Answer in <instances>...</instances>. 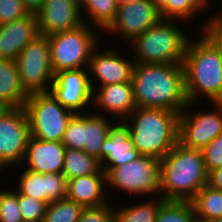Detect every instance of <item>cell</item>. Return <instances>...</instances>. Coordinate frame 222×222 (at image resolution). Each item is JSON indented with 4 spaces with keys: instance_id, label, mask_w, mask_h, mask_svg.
<instances>
[{
    "instance_id": "obj_39",
    "label": "cell",
    "mask_w": 222,
    "mask_h": 222,
    "mask_svg": "<svg viewBox=\"0 0 222 222\" xmlns=\"http://www.w3.org/2000/svg\"><path fill=\"white\" fill-rule=\"evenodd\" d=\"M218 2H220V3H218ZM218 2H217V4H220V5H217V6H219L221 8L220 9L218 8V10L216 12L217 14L212 11V12H210L212 14V16H211V14L210 15L208 14L207 15V17L209 16L208 18L204 17L205 21L207 20L206 22H222V0H220Z\"/></svg>"
},
{
    "instance_id": "obj_48",
    "label": "cell",
    "mask_w": 222,
    "mask_h": 222,
    "mask_svg": "<svg viewBox=\"0 0 222 222\" xmlns=\"http://www.w3.org/2000/svg\"><path fill=\"white\" fill-rule=\"evenodd\" d=\"M4 109H5V107L0 104V114H1V112H2Z\"/></svg>"
},
{
    "instance_id": "obj_37",
    "label": "cell",
    "mask_w": 222,
    "mask_h": 222,
    "mask_svg": "<svg viewBox=\"0 0 222 222\" xmlns=\"http://www.w3.org/2000/svg\"><path fill=\"white\" fill-rule=\"evenodd\" d=\"M202 25L198 27L200 30L196 32H202L218 49L222 57V22H201Z\"/></svg>"
},
{
    "instance_id": "obj_16",
    "label": "cell",
    "mask_w": 222,
    "mask_h": 222,
    "mask_svg": "<svg viewBox=\"0 0 222 222\" xmlns=\"http://www.w3.org/2000/svg\"><path fill=\"white\" fill-rule=\"evenodd\" d=\"M92 107L96 109L93 113L125 120L136 108L132 81L96 87Z\"/></svg>"
},
{
    "instance_id": "obj_17",
    "label": "cell",
    "mask_w": 222,
    "mask_h": 222,
    "mask_svg": "<svg viewBox=\"0 0 222 222\" xmlns=\"http://www.w3.org/2000/svg\"><path fill=\"white\" fill-rule=\"evenodd\" d=\"M17 173L21 174L16 180L15 188L21 194L48 204L67 198V180L62 173L42 174L25 168Z\"/></svg>"
},
{
    "instance_id": "obj_44",
    "label": "cell",
    "mask_w": 222,
    "mask_h": 222,
    "mask_svg": "<svg viewBox=\"0 0 222 222\" xmlns=\"http://www.w3.org/2000/svg\"><path fill=\"white\" fill-rule=\"evenodd\" d=\"M191 222H210V221L202 220V219H200V218L194 217Z\"/></svg>"
},
{
    "instance_id": "obj_18",
    "label": "cell",
    "mask_w": 222,
    "mask_h": 222,
    "mask_svg": "<svg viewBox=\"0 0 222 222\" xmlns=\"http://www.w3.org/2000/svg\"><path fill=\"white\" fill-rule=\"evenodd\" d=\"M140 156L130 137V128L124 120H116L109 128L108 137L100 148L101 169H113Z\"/></svg>"
},
{
    "instance_id": "obj_4",
    "label": "cell",
    "mask_w": 222,
    "mask_h": 222,
    "mask_svg": "<svg viewBox=\"0 0 222 222\" xmlns=\"http://www.w3.org/2000/svg\"><path fill=\"white\" fill-rule=\"evenodd\" d=\"M180 113L161 108L136 107L124 120L140 155L158 160L178 142Z\"/></svg>"
},
{
    "instance_id": "obj_43",
    "label": "cell",
    "mask_w": 222,
    "mask_h": 222,
    "mask_svg": "<svg viewBox=\"0 0 222 222\" xmlns=\"http://www.w3.org/2000/svg\"><path fill=\"white\" fill-rule=\"evenodd\" d=\"M135 1H138V0H117V3L118 5H121V4L135 2Z\"/></svg>"
},
{
    "instance_id": "obj_5",
    "label": "cell",
    "mask_w": 222,
    "mask_h": 222,
    "mask_svg": "<svg viewBox=\"0 0 222 222\" xmlns=\"http://www.w3.org/2000/svg\"><path fill=\"white\" fill-rule=\"evenodd\" d=\"M186 24L179 20L161 19L128 43L131 49L127 50H131L129 53L132 52L135 63L182 64L192 37L185 33Z\"/></svg>"
},
{
    "instance_id": "obj_9",
    "label": "cell",
    "mask_w": 222,
    "mask_h": 222,
    "mask_svg": "<svg viewBox=\"0 0 222 222\" xmlns=\"http://www.w3.org/2000/svg\"><path fill=\"white\" fill-rule=\"evenodd\" d=\"M202 102H189L179 115L178 142L185 147L202 150L222 133V102H211V111Z\"/></svg>"
},
{
    "instance_id": "obj_47",
    "label": "cell",
    "mask_w": 222,
    "mask_h": 222,
    "mask_svg": "<svg viewBox=\"0 0 222 222\" xmlns=\"http://www.w3.org/2000/svg\"><path fill=\"white\" fill-rule=\"evenodd\" d=\"M210 222H222V217L213 219Z\"/></svg>"
},
{
    "instance_id": "obj_28",
    "label": "cell",
    "mask_w": 222,
    "mask_h": 222,
    "mask_svg": "<svg viewBox=\"0 0 222 222\" xmlns=\"http://www.w3.org/2000/svg\"><path fill=\"white\" fill-rule=\"evenodd\" d=\"M209 6L207 0H173V3H168L160 14L162 19L179 20L191 24L193 23L191 19L194 20L197 17L200 19L204 12L208 14Z\"/></svg>"
},
{
    "instance_id": "obj_38",
    "label": "cell",
    "mask_w": 222,
    "mask_h": 222,
    "mask_svg": "<svg viewBox=\"0 0 222 222\" xmlns=\"http://www.w3.org/2000/svg\"><path fill=\"white\" fill-rule=\"evenodd\" d=\"M208 184L212 188L222 191V166L209 173Z\"/></svg>"
},
{
    "instance_id": "obj_33",
    "label": "cell",
    "mask_w": 222,
    "mask_h": 222,
    "mask_svg": "<svg viewBox=\"0 0 222 222\" xmlns=\"http://www.w3.org/2000/svg\"><path fill=\"white\" fill-rule=\"evenodd\" d=\"M19 208L26 222H43L48 203L23 195L18 191Z\"/></svg>"
},
{
    "instance_id": "obj_25",
    "label": "cell",
    "mask_w": 222,
    "mask_h": 222,
    "mask_svg": "<svg viewBox=\"0 0 222 222\" xmlns=\"http://www.w3.org/2000/svg\"><path fill=\"white\" fill-rule=\"evenodd\" d=\"M81 10L83 21L103 33L115 20L118 3L117 0H91Z\"/></svg>"
},
{
    "instance_id": "obj_20",
    "label": "cell",
    "mask_w": 222,
    "mask_h": 222,
    "mask_svg": "<svg viewBox=\"0 0 222 222\" xmlns=\"http://www.w3.org/2000/svg\"><path fill=\"white\" fill-rule=\"evenodd\" d=\"M39 34L33 12L16 21L0 24V59L16 60L24 47Z\"/></svg>"
},
{
    "instance_id": "obj_15",
    "label": "cell",
    "mask_w": 222,
    "mask_h": 222,
    "mask_svg": "<svg viewBox=\"0 0 222 222\" xmlns=\"http://www.w3.org/2000/svg\"><path fill=\"white\" fill-rule=\"evenodd\" d=\"M39 32L51 36L84 23L77 0H44L35 12Z\"/></svg>"
},
{
    "instance_id": "obj_8",
    "label": "cell",
    "mask_w": 222,
    "mask_h": 222,
    "mask_svg": "<svg viewBox=\"0 0 222 222\" xmlns=\"http://www.w3.org/2000/svg\"><path fill=\"white\" fill-rule=\"evenodd\" d=\"M30 134L39 140L62 142L73 112L61 105L50 91L30 94L25 102Z\"/></svg>"
},
{
    "instance_id": "obj_10",
    "label": "cell",
    "mask_w": 222,
    "mask_h": 222,
    "mask_svg": "<svg viewBox=\"0 0 222 222\" xmlns=\"http://www.w3.org/2000/svg\"><path fill=\"white\" fill-rule=\"evenodd\" d=\"M21 86L30 95L50 91L55 73L51 66L47 35L39 34L16 59Z\"/></svg>"
},
{
    "instance_id": "obj_23",
    "label": "cell",
    "mask_w": 222,
    "mask_h": 222,
    "mask_svg": "<svg viewBox=\"0 0 222 222\" xmlns=\"http://www.w3.org/2000/svg\"><path fill=\"white\" fill-rule=\"evenodd\" d=\"M115 121L116 120L108 116L97 113L93 114L92 110L84 113L85 145L83 151L100 161L101 145L108 137L109 128Z\"/></svg>"
},
{
    "instance_id": "obj_45",
    "label": "cell",
    "mask_w": 222,
    "mask_h": 222,
    "mask_svg": "<svg viewBox=\"0 0 222 222\" xmlns=\"http://www.w3.org/2000/svg\"><path fill=\"white\" fill-rule=\"evenodd\" d=\"M3 173H5V176H4V177H6V174H9L8 172H5L4 170H2V169L0 168V177H2V176L4 175ZM1 174H2V176H1ZM1 181H3L2 178H1L0 182H1ZM0 186H2L1 183H0Z\"/></svg>"
},
{
    "instance_id": "obj_1",
    "label": "cell",
    "mask_w": 222,
    "mask_h": 222,
    "mask_svg": "<svg viewBox=\"0 0 222 222\" xmlns=\"http://www.w3.org/2000/svg\"><path fill=\"white\" fill-rule=\"evenodd\" d=\"M132 83L136 107L181 113L189 103L183 64L135 63Z\"/></svg>"
},
{
    "instance_id": "obj_2",
    "label": "cell",
    "mask_w": 222,
    "mask_h": 222,
    "mask_svg": "<svg viewBox=\"0 0 222 222\" xmlns=\"http://www.w3.org/2000/svg\"><path fill=\"white\" fill-rule=\"evenodd\" d=\"M199 35H192L183 59L185 91L188 102L208 99L211 105L222 102V57L201 31Z\"/></svg>"
},
{
    "instance_id": "obj_12",
    "label": "cell",
    "mask_w": 222,
    "mask_h": 222,
    "mask_svg": "<svg viewBox=\"0 0 222 222\" xmlns=\"http://www.w3.org/2000/svg\"><path fill=\"white\" fill-rule=\"evenodd\" d=\"M101 44L102 42L93 50L87 68L92 90L98 86L132 81L135 65L132 55L129 54L131 58L123 56L125 51L122 53L121 48L117 50L116 47L111 48V45L102 50Z\"/></svg>"
},
{
    "instance_id": "obj_19",
    "label": "cell",
    "mask_w": 222,
    "mask_h": 222,
    "mask_svg": "<svg viewBox=\"0 0 222 222\" xmlns=\"http://www.w3.org/2000/svg\"><path fill=\"white\" fill-rule=\"evenodd\" d=\"M66 147L62 142L45 141L30 136L23 161V167L38 173H62ZM27 165V166H26Z\"/></svg>"
},
{
    "instance_id": "obj_27",
    "label": "cell",
    "mask_w": 222,
    "mask_h": 222,
    "mask_svg": "<svg viewBox=\"0 0 222 222\" xmlns=\"http://www.w3.org/2000/svg\"><path fill=\"white\" fill-rule=\"evenodd\" d=\"M191 202L197 218L211 221L222 217V191L209 184L203 186Z\"/></svg>"
},
{
    "instance_id": "obj_35",
    "label": "cell",
    "mask_w": 222,
    "mask_h": 222,
    "mask_svg": "<svg viewBox=\"0 0 222 222\" xmlns=\"http://www.w3.org/2000/svg\"><path fill=\"white\" fill-rule=\"evenodd\" d=\"M205 167L208 173L222 166V133L217 135L202 149Z\"/></svg>"
},
{
    "instance_id": "obj_30",
    "label": "cell",
    "mask_w": 222,
    "mask_h": 222,
    "mask_svg": "<svg viewBox=\"0 0 222 222\" xmlns=\"http://www.w3.org/2000/svg\"><path fill=\"white\" fill-rule=\"evenodd\" d=\"M84 207L65 198L48 204L43 222H77Z\"/></svg>"
},
{
    "instance_id": "obj_21",
    "label": "cell",
    "mask_w": 222,
    "mask_h": 222,
    "mask_svg": "<svg viewBox=\"0 0 222 222\" xmlns=\"http://www.w3.org/2000/svg\"><path fill=\"white\" fill-rule=\"evenodd\" d=\"M106 188V173L100 169L96 174L67 180V198L84 208L100 207L111 201Z\"/></svg>"
},
{
    "instance_id": "obj_36",
    "label": "cell",
    "mask_w": 222,
    "mask_h": 222,
    "mask_svg": "<svg viewBox=\"0 0 222 222\" xmlns=\"http://www.w3.org/2000/svg\"><path fill=\"white\" fill-rule=\"evenodd\" d=\"M114 202L100 206L84 208L77 222H114Z\"/></svg>"
},
{
    "instance_id": "obj_41",
    "label": "cell",
    "mask_w": 222,
    "mask_h": 222,
    "mask_svg": "<svg viewBox=\"0 0 222 222\" xmlns=\"http://www.w3.org/2000/svg\"><path fill=\"white\" fill-rule=\"evenodd\" d=\"M157 7L159 11H161L168 3H173V0H151Z\"/></svg>"
},
{
    "instance_id": "obj_26",
    "label": "cell",
    "mask_w": 222,
    "mask_h": 222,
    "mask_svg": "<svg viewBox=\"0 0 222 222\" xmlns=\"http://www.w3.org/2000/svg\"><path fill=\"white\" fill-rule=\"evenodd\" d=\"M100 169V161L95 157L81 150L66 148L62 171L66 180L96 174Z\"/></svg>"
},
{
    "instance_id": "obj_3",
    "label": "cell",
    "mask_w": 222,
    "mask_h": 222,
    "mask_svg": "<svg viewBox=\"0 0 222 222\" xmlns=\"http://www.w3.org/2000/svg\"><path fill=\"white\" fill-rule=\"evenodd\" d=\"M159 164L160 197L164 200L191 201L203 186L208 185L209 173L202 150L177 142Z\"/></svg>"
},
{
    "instance_id": "obj_29",
    "label": "cell",
    "mask_w": 222,
    "mask_h": 222,
    "mask_svg": "<svg viewBox=\"0 0 222 222\" xmlns=\"http://www.w3.org/2000/svg\"><path fill=\"white\" fill-rule=\"evenodd\" d=\"M194 217L191 201L165 200L157 212L155 222H191Z\"/></svg>"
},
{
    "instance_id": "obj_31",
    "label": "cell",
    "mask_w": 222,
    "mask_h": 222,
    "mask_svg": "<svg viewBox=\"0 0 222 222\" xmlns=\"http://www.w3.org/2000/svg\"><path fill=\"white\" fill-rule=\"evenodd\" d=\"M0 222H24L19 208L17 189L0 187Z\"/></svg>"
},
{
    "instance_id": "obj_32",
    "label": "cell",
    "mask_w": 222,
    "mask_h": 222,
    "mask_svg": "<svg viewBox=\"0 0 222 222\" xmlns=\"http://www.w3.org/2000/svg\"><path fill=\"white\" fill-rule=\"evenodd\" d=\"M67 149L84 150V113L74 114L68 122L62 138Z\"/></svg>"
},
{
    "instance_id": "obj_22",
    "label": "cell",
    "mask_w": 222,
    "mask_h": 222,
    "mask_svg": "<svg viewBox=\"0 0 222 222\" xmlns=\"http://www.w3.org/2000/svg\"><path fill=\"white\" fill-rule=\"evenodd\" d=\"M28 96L21 86L16 60L0 59V104L5 108L24 107Z\"/></svg>"
},
{
    "instance_id": "obj_7",
    "label": "cell",
    "mask_w": 222,
    "mask_h": 222,
    "mask_svg": "<svg viewBox=\"0 0 222 222\" xmlns=\"http://www.w3.org/2000/svg\"><path fill=\"white\" fill-rule=\"evenodd\" d=\"M108 191L115 189L122 195L142 198L160 196V164L157 158L140 155L126 164L104 169Z\"/></svg>"
},
{
    "instance_id": "obj_46",
    "label": "cell",
    "mask_w": 222,
    "mask_h": 222,
    "mask_svg": "<svg viewBox=\"0 0 222 222\" xmlns=\"http://www.w3.org/2000/svg\"><path fill=\"white\" fill-rule=\"evenodd\" d=\"M207 2L211 5L210 9L213 10L214 7L212 6V3L215 4V6H216V3H214L215 1L213 0V2H212V0H207Z\"/></svg>"
},
{
    "instance_id": "obj_42",
    "label": "cell",
    "mask_w": 222,
    "mask_h": 222,
    "mask_svg": "<svg viewBox=\"0 0 222 222\" xmlns=\"http://www.w3.org/2000/svg\"><path fill=\"white\" fill-rule=\"evenodd\" d=\"M91 0H77L79 7L82 9L86 4H88Z\"/></svg>"
},
{
    "instance_id": "obj_14",
    "label": "cell",
    "mask_w": 222,
    "mask_h": 222,
    "mask_svg": "<svg viewBox=\"0 0 222 222\" xmlns=\"http://www.w3.org/2000/svg\"><path fill=\"white\" fill-rule=\"evenodd\" d=\"M50 92L61 105L74 114L92 110L90 108L92 107L93 90L87 68L56 73Z\"/></svg>"
},
{
    "instance_id": "obj_11",
    "label": "cell",
    "mask_w": 222,
    "mask_h": 222,
    "mask_svg": "<svg viewBox=\"0 0 222 222\" xmlns=\"http://www.w3.org/2000/svg\"><path fill=\"white\" fill-rule=\"evenodd\" d=\"M30 124L24 107L5 108L0 114V168H16L23 161Z\"/></svg>"
},
{
    "instance_id": "obj_40",
    "label": "cell",
    "mask_w": 222,
    "mask_h": 222,
    "mask_svg": "<svg viewBox=\"0 0 222 222\" xmlns=\"http://www.w3.org/2000/svg\"><path fill=\"white\" fill-rule=\"evenodd\" d=\"M43 1L44 0H22L23 4L33 13L40 8Z\"/></svg>"
},
{
    "instance_id": "obj_6",
    "label": "cell",
    "mask_w": 222,
    "mask_h": 222,
    "mask_svg": "<svg viewBox=\"0 0 222 222\" xmlns=\"http://www.w3.org/2000/svg\"><path fill=\"white\" fill-rule=\"evenodd\" d=\"M100 33L105 38L100 30L84 22L77 28L48 36L54 73L88 68L93 50L103 42Z\"/></svg>"
},
{
    "instance_id": "obj_24",
    "label": "cell",
    "mask_w": 222,
    "mask_h": 222,
    "mask_svg": "<svg viewBox=\"0 0 222 222\" xmlns=\"http://www.w3.org/2000/svg\"><path fill=\"white\" fill-rule=\"evenodd\" d=\"M141 200L124 207L114 205V222H155L157 212L165 200L160 196Z\"/></svg>"
},
{
    "instance_id": "obj_13",
    "label": "cell",
    "mask_w": 222,
    "mask_h": 222,
    "mask_svg": "<svg viewBox=\"0 0 222 222\" xmlns=\"http://www.w3.org/2000/svg\"><path fill=\"white\" fill-rule=\"evenodd\" d=\"M162 19L160 11L151 0H138L118 5L114 22L105 31L106 35L124 40L128 45L135 37L157 24Z\"/></svg>"
},
{
    "instance_id": "obj_34",
    "label": "cell",
    "mask_w": 222,
    "mask_h": 222,
    "mask_svg": "<svg viewBox=\"0 0 222 222\" xmlns=\"http://www.w3.org/2000/svg\"><path fill=\"white\" fill-rule=\"evenodd\" d=\"M30 13L22 0H0V24L16 21Z\"/></svg>"
}]
</instances>
